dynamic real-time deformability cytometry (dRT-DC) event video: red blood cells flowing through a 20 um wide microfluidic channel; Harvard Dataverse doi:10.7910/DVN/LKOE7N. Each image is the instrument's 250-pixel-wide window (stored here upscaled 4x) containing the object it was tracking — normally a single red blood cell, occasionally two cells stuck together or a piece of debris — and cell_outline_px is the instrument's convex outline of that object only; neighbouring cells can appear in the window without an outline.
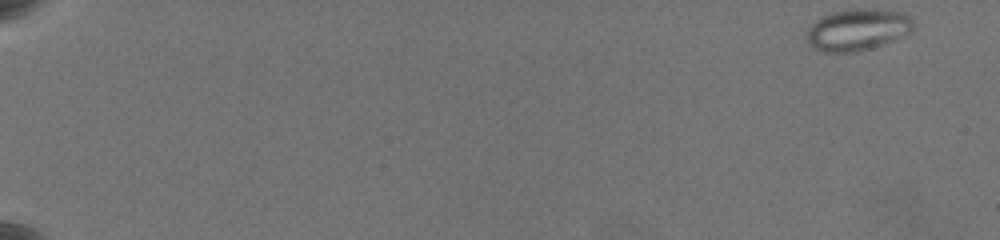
{"species": "common noctule bat (a hibernating species)", "species_latin": "Nyctalus noctula", "temperature_condition": "warm", "stored_images_in_passage": 60, "camera_frame_rate_fps": 3000, "um_per_image_px": 0.085, "animal": {"sex": "female", "body_mass_g": 19.5, "forearm_length_mm": 54.1}, "frame": {"image": 1, "passage_image": 1, "time_ms": 0.0, "image_size_px": [1000, 240], "cell_outline_px": [[912, 28], [908, 32], [892, 40], [872, 48], [856, 52], [824, 52], [812, 48], [808, 44], [808, 28], [812, 24], [824, 16], [836, 12], [904, 12], [912, 20]], "centroid_in_image_um": [72.84, 2.61], "position_along_channel_um": 12.2, "area_um2": 24.33}}
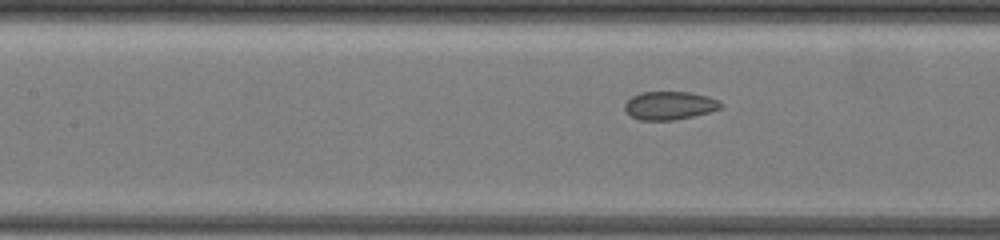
{"frame": {"image": 2, "passage_image": 30, "time_ms": 9.667, "image_size_px": [1000, 240], "cell_outline_px": [[724, 104], [720, 108], [708, 112], [692, 116], [672, 120], [640, 120], [632, 116], [624, 108], [624, 104], [632, 96], [640, 92], [692, 92], [708, 96], [720, 100]], "centroid_in_image_um": [56.94, 8.95], "position_along_channel_um": 150.5, "area_um2": 15.78}}
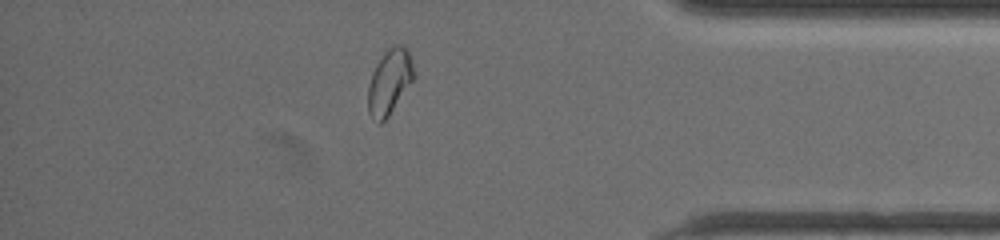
{"frame": {"image": 3, "passage_image": 53, "time_ms": 17.333, "image_size_px": [1000, 240], "cell_outline_px": [[416, 76], [388, 116], [380, 124], [372, 120], [368, 112], [368, 84], [372, 72], [376, 64], [384, 52], [388, 48], [396, 44], [400, 44], [408, 48], [412, 60]], "centroid_in_image_um": [33.11, 6.93], "position_along_channel_um": 402.1, "area_um2": 17.63}, "authors_computed_cell_mechanics": {"area_um2": 17.5134, "velocity_mm_per_s": 3.5579, "shape_relaxation_time_tau1_ms": null, "shape_relaxation_time_tau2_ms": 0.6375, "deformation_change_tau1": null, "deformation_change_tau2": 0.0542}}